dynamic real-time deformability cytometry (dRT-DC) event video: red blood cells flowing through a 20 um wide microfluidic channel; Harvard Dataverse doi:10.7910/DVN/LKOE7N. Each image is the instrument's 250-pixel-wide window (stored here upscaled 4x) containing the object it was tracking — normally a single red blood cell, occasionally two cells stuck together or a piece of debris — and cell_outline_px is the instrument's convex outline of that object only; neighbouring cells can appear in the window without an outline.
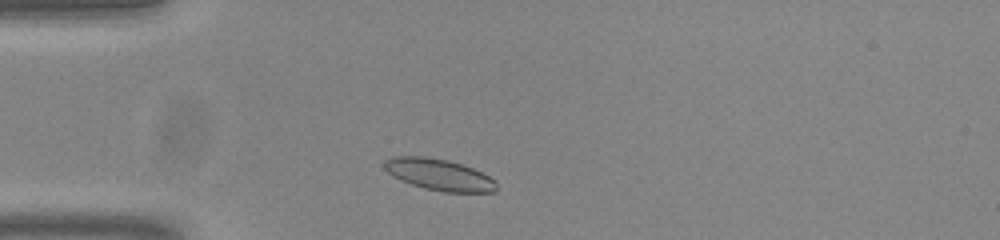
{"species": "common noctule bat (a hibernating species)", "species_latin": "Nyctalus noctula", "temperature_condition": "room temperature", "stored_images_in_passage": 43, "camera_frame_rate_fps": 3000, "um_per_image_px": 0.085, "animal": {"sex": "male", "body_mass_g": 20.0, "forearm_length_mm": 53.3}, "frame": {"image": 1, "passage_image": 4, "time_ms": 1.0, "image_size_px": [1000, 240], "cell_outline_px": [[496, 192], [444, 192], [424, 188], [400, 180], [392, 176], [384, 168], [384, 160], [392, 156], [424, 156], [448, 160], [472, 168], [496, 180]], "centroid_in_image_um": [37.29, 14.84], "position_along_channel_um": 47.7, "area_um2": 20.52}}
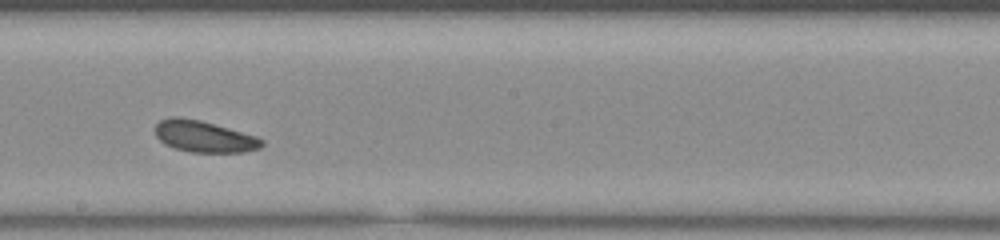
{"frame": {"image": 2, "passage_image": 20, "time_ms": 6.333, "image_size_px": [1000, 240], "cell_outline_px": [[264, 144], [260, 148], [244, 152], [192, 152], [172, 148], [164, 144], [156, 136], [156, 124], [160, 120], [168, 116], [180, 116], [200, 120], [256, 136], [264, 140]], "centroid_in_image_um": [17.32, 11.6], "position_along_channel_um": 230.9, "area_um2": 19.65}}
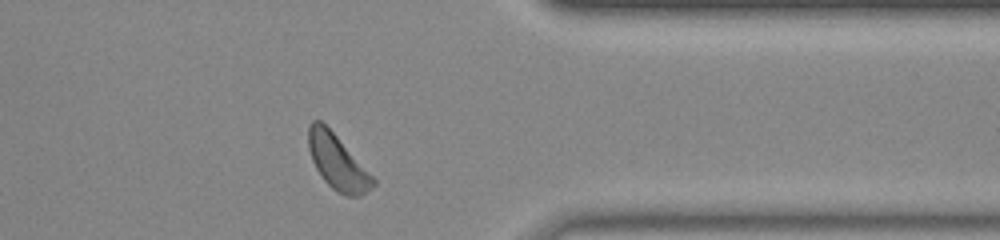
{"frame": {"image": 3, "passage_image": 33, "time_ms": 10.667, "image_size_px": [1000, 240], "cell_outline_px": [[376, 184], [372, 188], [360, 196], [344, 196], [332, 188], [324, 180], [316, 168], [312, 160], [308, 148], [308, 124], [312, 120], [320, 120], [336, 136], [376, 180]], "centroid_in_image_um": [28.67, 13.79], "position_along_channel_um": 382.7, "area_um2": 20.29}, "authors_computed_cell_mechanics": {"area_um2": 19.941, "velocity_mm_per_s": 3.7614, "shape_relaxation_time_tau1_ms": 7.93, "shape_relaxation_time_tau2_ms": 3.1542, "deformation_change_tau1": 0.1287, "deformation_change_tau2": 0.0884}}